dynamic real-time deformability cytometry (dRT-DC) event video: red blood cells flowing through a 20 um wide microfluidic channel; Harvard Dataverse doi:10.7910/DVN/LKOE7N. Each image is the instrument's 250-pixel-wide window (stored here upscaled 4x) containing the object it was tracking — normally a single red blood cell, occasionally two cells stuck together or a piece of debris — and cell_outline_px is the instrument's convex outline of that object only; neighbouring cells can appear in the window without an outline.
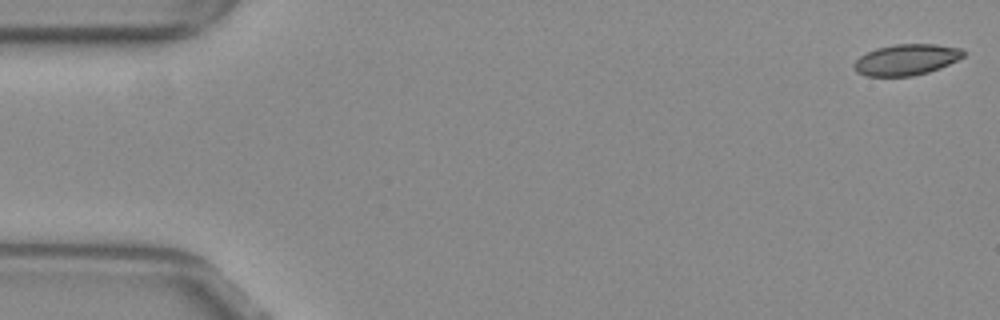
{"species": "common noctule bat (a hibernating species)", "species_latin": "Nyctalus noctula", "temperature_condition": "warm", "stored_images_in_passage": 52, "camera_frame_rate_fps": 3000, "um_per_image_px": 0.085, "animal": {"sex": "female", "body_mass_g": 29.2, "forearm_length_mm": 56.3}, "frame": {"image": 1, "passage_image": 1, "time_ms": 0.0, "image_size_px": [1000, 320], "cell_outline_px": [[964, 56], [940, 68], [928, 72], [912, 76], [864, 76], [856, 72], [852, 64], [860, 56], [876, 48], [896, 44], [936, 44], [964, 48]], "centroid_in_image_um": [77.03, 5.07], "position_along_channel_um": 8.0, "area_um2": 19.83}}
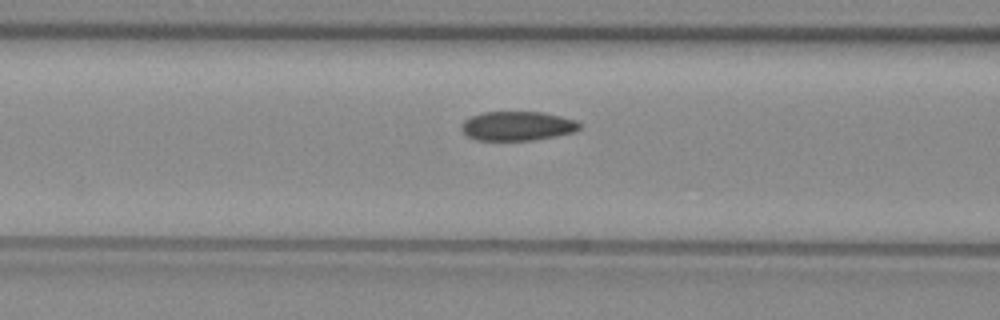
{"frame": {"image": 2, "passage_image": 21, "time_ms": 6.667, "image_size_px": [1000, 320], "cell_outline_px": [[584, 124], [580, 128], [572, 132], [532, 140], [476, 140], [468, 136], [460, 128], [460, 124], [464, 120], [472, 116], [484, 112], [540, 112], [560, 116], [576, 120]], "centroid_in_image_um": [43.96, 10.7], "position_along_channel_um": 122.6, "area_um2": 20.0}}
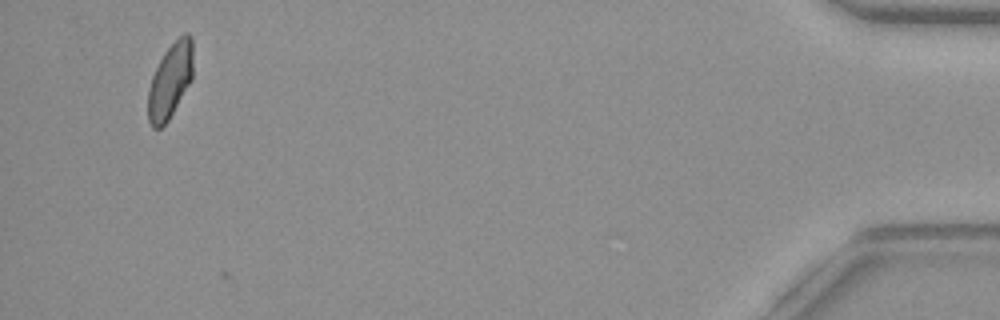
{"frame": {"image": 3, "passage_image": 51, "time_ms": 16.667, "image_size_px": [1000, 320], "cell_outline_px": [[192, 76], [188, 84], [168, 120], [160, 128], [152, 128], [148, 120], [148, 88], [152, 76], [164, 52], [184, 32], [188, 32], [192, 36]], "centroid_in_image_um": [14.45, 6.84], "position_along_channel_um": 420.8, "area_um2": 19.31}}